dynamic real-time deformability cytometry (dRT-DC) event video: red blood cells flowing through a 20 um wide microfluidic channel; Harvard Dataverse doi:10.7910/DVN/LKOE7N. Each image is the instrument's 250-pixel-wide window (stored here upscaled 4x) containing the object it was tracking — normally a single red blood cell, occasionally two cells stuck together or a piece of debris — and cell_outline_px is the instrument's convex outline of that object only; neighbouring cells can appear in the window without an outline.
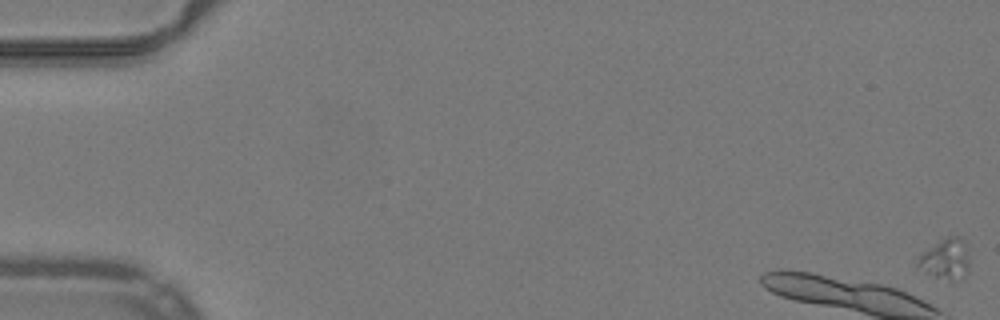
{"species": "common noctule bat (a hibernating species)", "species_latin": "Nyctalus noctula", "temperature_condition": "warm", "stored_images_in_passage": 9, "camera_frame_rate_fps": 3000, "um_per_image_px": 0.085, "animal": {"sex": "male", "body_mass_g": 19.2, "forearm_length_mm": 51.8}, "frame": {"image": 1, "passage_image": 1, "time_ms": 0.0, "image_size_px": [1000, 320], "cell_outline_px": [[968, 272], [964, 276], [952, 280], [948, 280], [924, 272], [916, 268], [916, 260], [924, 252], [940, 240], [948, 236], [960, 236], [968, 256]], "centroid_in_image_um": [80.34, 22.03], "position_along_channel_um": 4.7, "area_um2": 11.91}}